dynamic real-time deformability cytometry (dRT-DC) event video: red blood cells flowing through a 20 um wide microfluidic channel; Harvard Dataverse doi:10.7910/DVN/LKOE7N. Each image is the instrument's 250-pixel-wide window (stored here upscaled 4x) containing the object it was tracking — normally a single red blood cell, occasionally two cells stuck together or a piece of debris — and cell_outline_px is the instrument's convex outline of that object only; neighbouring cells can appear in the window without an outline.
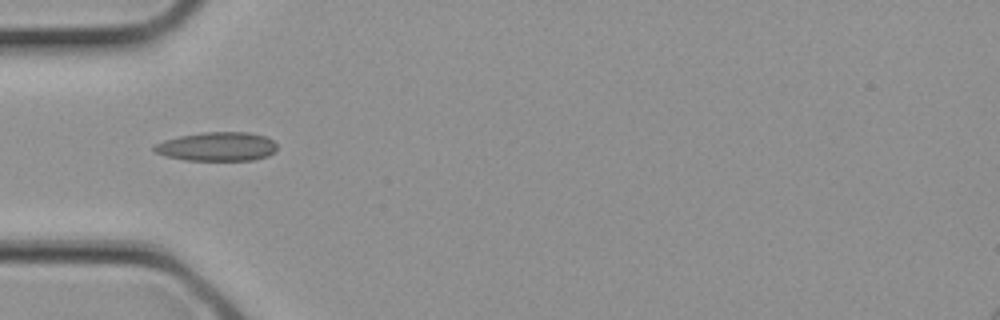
{"species": "common noctule bat (a hibernating species)", "species_latin": "Nyctalus noctula", "temperature_condition": "cold", "stored_images_in_passage": 12, "camera_frame_rate_fps": 3000, "um_per_image_px": 0.085, "animal": {"sex": "female", "body_mass_g": 21.9}, "frame": {"image": 1, "passage_image": 9, "time_ms": 2.667, "image_size_px": [1000, 320], "cell_outline_px": [[276, 152], [268, 156], [252, 160], [184, 160], [164, 156], [156, 152], [152, 148], [156, 144], [164, 140], [180, 136], [204, 132], [248, 132], [264, 136], [272, 140], [276, 144]], "centroid_in_image_um": [18.46, 12.46], "position_along_channel_um": 66.5, "area_um2": 20.69}}
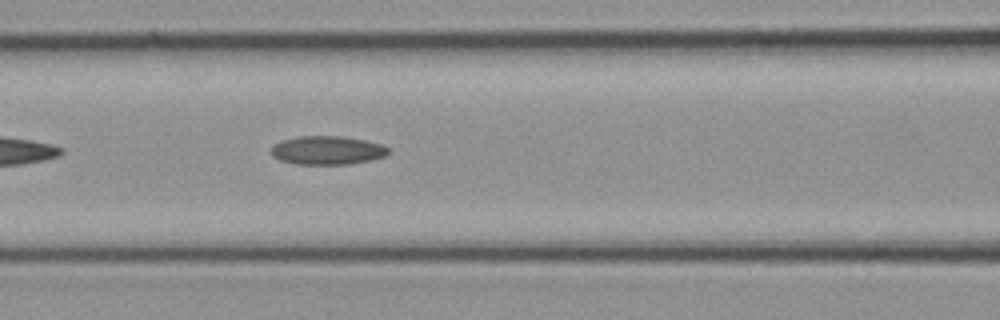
{"frame": {"image": 2, "passage_image": 12, "time_ms": 3.667, "image_size_px": [1000, 320], "cell_outline_px": [[388, 152], [384, 156], [372, 160], [348, 164], [296, 164], [280, 160], [272, 156], [272, 148], [280, 140], [296, 136], [340, 136], [364, 140], [380, 144], [388, 148]], "centroid_in_image_um": [27.79, 12.77], "position_along_channel_um": 138.8, "area_um2": 19.42}}